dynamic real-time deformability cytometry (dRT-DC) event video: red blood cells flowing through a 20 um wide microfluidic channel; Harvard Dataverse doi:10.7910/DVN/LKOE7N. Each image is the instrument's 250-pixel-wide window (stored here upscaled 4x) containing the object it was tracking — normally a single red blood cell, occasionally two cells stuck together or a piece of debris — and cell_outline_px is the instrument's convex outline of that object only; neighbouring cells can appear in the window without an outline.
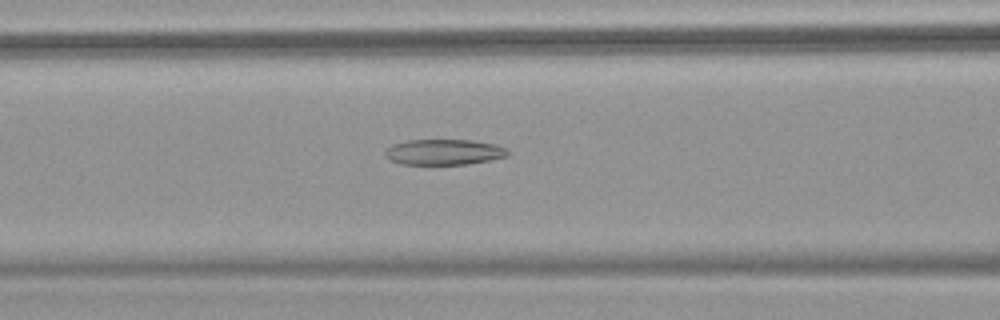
{"species": "common noctule bat (a hibernating species)", "species_latin": "Nyctalus noctula", "temperature_condition": "warm", "stored_images_in_passage": 54, "camera_frame_rate_fps": 3000, "um_per_image_px": 0.085, "animal": {"sex": "female", "body_mass_g": 18.4}, "frame": {"image": 1, "passage_image": 23, "time_ms": 7.333, "image_size_px": [1000, 320], "cell_outline_px": [[508, 156], [468, 164], [400, 164], [388, 160], [384, 156], [384, 152], [392, 144], [408, 140], [472, 140], [496, 144], [508, 148]], "centroid_in_image_um": [37.72, 12.92], "position_along_channel_um": 128.9, "area_um2": 18.44}}
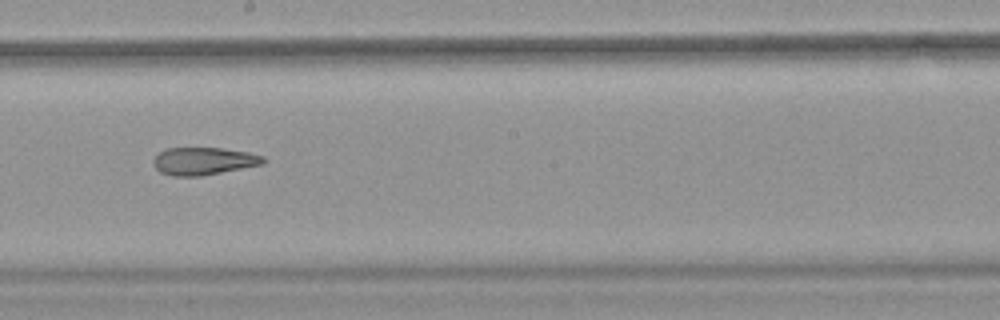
{"frame": {"image": 2, "passage_image": 31, "time_ms": 10.0, "image_size_px": [1000, 320], "cell_outline_px": [[268, 160], [264, 164], [200, 176], [172, 176], [160, 172], [156, 168], [152, 160], [160, 152], [168, 148], [220, 148], [248, 152], [264, 156]], "centroid_in_image_um": [17.34, 13.69], "position_along_channel_um": 230.9, "area_um2": 17.63}}
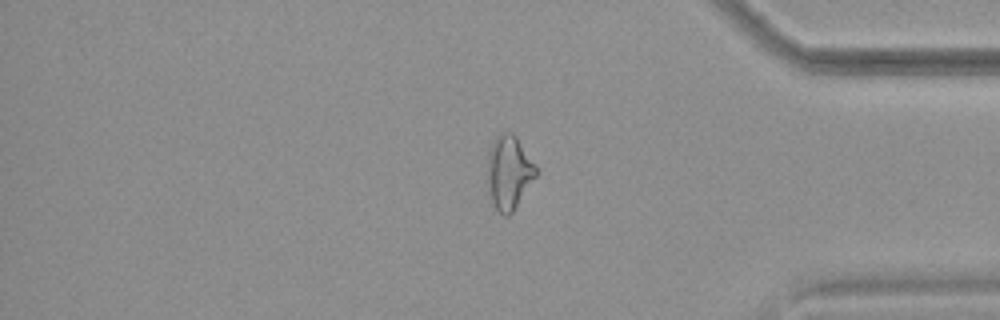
{"frame": {"image": 3, "passage_image": 45, "time_ms": 14.667, "image_size_px": [1000, 320], "cell_outline_px": [[536, 176], [512, 212], [508, 216], [504, 216], [492, 204], [488, 196], [488, 152], [492, 140], [500, 132], [512, 132], [516, 136], [536, 164]], "centroid_in_image_um": [43.24, 14.63], "position_along_channel_um": 392.0, "area_um2": 20.98}}